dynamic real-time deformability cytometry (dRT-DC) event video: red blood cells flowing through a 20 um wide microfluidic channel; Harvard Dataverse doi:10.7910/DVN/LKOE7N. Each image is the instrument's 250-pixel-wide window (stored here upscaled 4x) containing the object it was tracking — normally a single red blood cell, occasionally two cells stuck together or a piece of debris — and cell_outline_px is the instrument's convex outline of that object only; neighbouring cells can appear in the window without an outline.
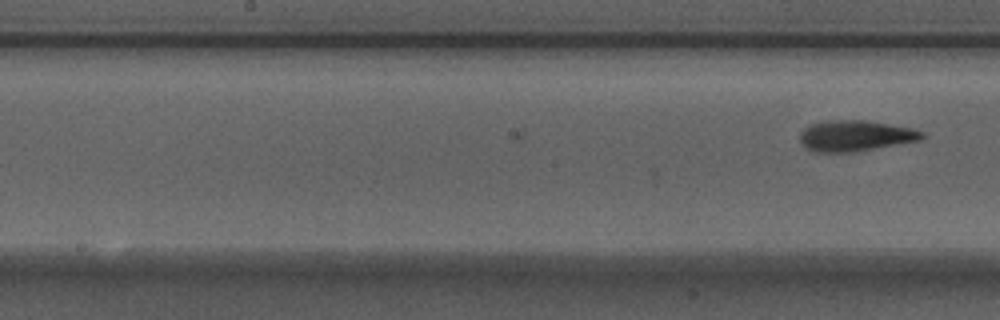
{"species": "Egyptian fruit bat (a non-hibernating species)", "species_latin": "Rousettus aegyptiacus", "temperature_condition": "warm", "stored_images_in_passage": 14, "camera_frame_rate_fps": 3000, "um_per_image_px": 0.085, "animal": {"sex": "male"}, "frame": {"image": 1, "passage_image": 14, "time_ms": 4.333, "image_size_px": [1000, 320], "cell_outline_px": [[924, 136], [920, 140], [852, 152], [812, 152], [800, 144], [800, 132], [804, 128], [812, 124], [828, 120], [864, 120], [912, 128], [924, 132]], "centroid_in_image_um": [72.66, 11.54], "position_along_channel_um": 175.5, "area_um2": 21.85}}